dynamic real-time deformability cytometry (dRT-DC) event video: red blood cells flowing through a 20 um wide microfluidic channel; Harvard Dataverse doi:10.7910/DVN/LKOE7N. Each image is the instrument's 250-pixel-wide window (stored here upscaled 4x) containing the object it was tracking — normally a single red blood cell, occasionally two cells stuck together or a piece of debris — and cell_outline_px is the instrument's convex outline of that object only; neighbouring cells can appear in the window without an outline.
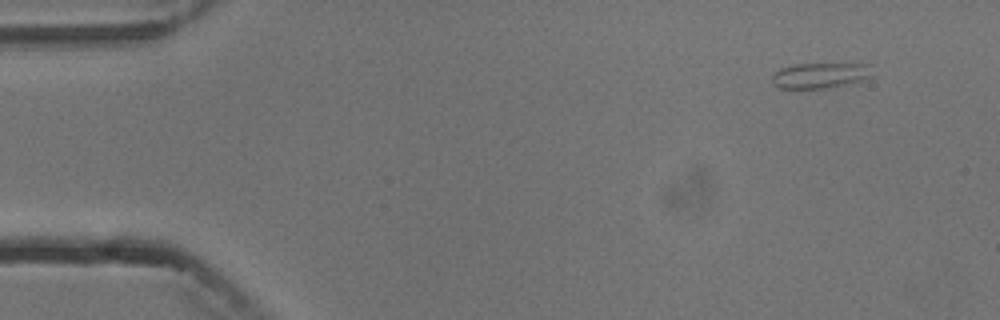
{"species": "common noctule bat (a hibernating species)", "species_latin": "Nyctalus noctula", "temperature_condition": "cold", "stored_images_in_passage": 4, "camera_frame_rate_fps": 3000, "um_per_image_px": 0.085, "animal": {"sex": "male", "body_mass_g": 13.3}, "frame": {"image": 1, "passage_image": 1, "time_ms": 0.0, "image_size_px": [1000, 320], "cell_outline_px": [[872, 76], [860, 80], [844, 84], [824, 88], [780, 88], [772, 84], [772, 76], [780, 68], [792, 64], [868, 64]], "centroid_in_image_um": [69.64, 6.4], "position_along_channel_um": 15.4, "area_um2": 14.57}}
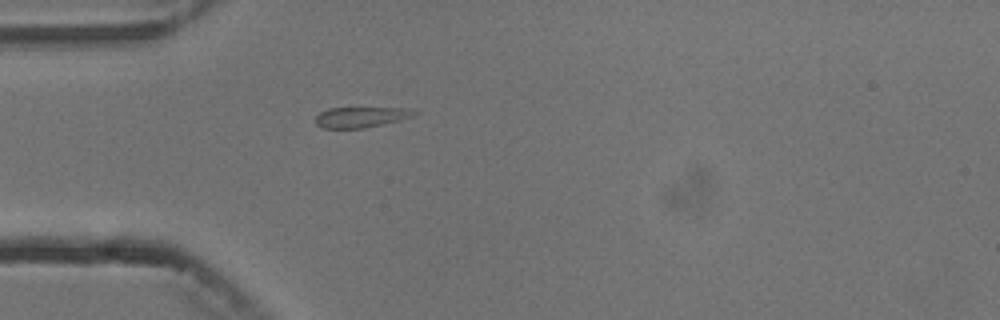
{"frame": {"image": 2, "passage_image": 4, "time_ms": 3.667, "image_size_px": [1000, 320], "cell_outline_px": [[416, 112], [412, 116], [364, 128], [324, 128], [316, 124], [316, 116], [320, 112], [328, 108], [404, 108]], "centroid_in_image_um": [30.58, 9.95], "position_along_channel_um": 54.4, "area_um2": 11.39}}